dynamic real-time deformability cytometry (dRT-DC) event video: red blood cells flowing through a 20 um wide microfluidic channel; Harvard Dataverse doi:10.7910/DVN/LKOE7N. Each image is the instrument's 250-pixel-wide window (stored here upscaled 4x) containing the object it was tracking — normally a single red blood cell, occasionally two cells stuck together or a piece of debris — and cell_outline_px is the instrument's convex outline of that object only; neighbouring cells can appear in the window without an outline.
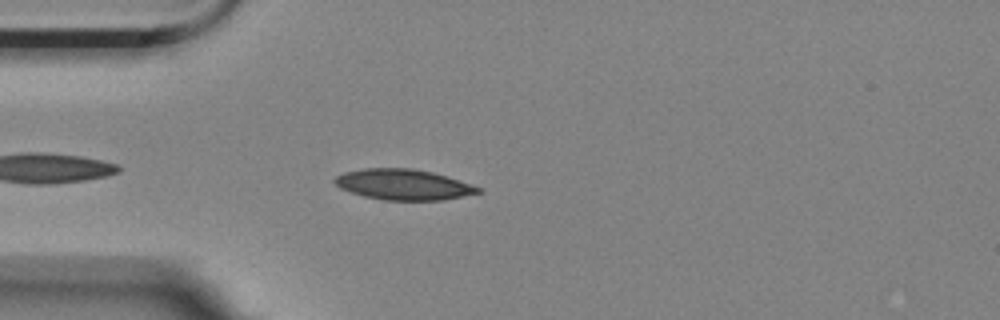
{"species": "Egyptian fruit bat (a non-hibernating species)", "species_latin": "Rousettus aegyptiacus", "temperature_condition": "room temperature", "stored_images_in_passage": 4, "camera_frame_rate_fps": 3000, "um_per_image_px": 0.085, "animal": {"sex": "female"}, "frame": {"image": 1, "passage_image": 4, "time_ms": 1.0, "image_size_px": [1000, 320], "cell_outline_px": [[484, 192], [444, 200], [384, 200], [364, 196], [340, 188], [332, 180], [336, 176], [344, 172], [364, 168], [412, 168], [432, 172], [448, 176], [472, 184], [480, 188]], "centroid_in_image_um": [34.32, 15.68], "position_along_channel_um": 50.7, "area_um2": 25.72}}